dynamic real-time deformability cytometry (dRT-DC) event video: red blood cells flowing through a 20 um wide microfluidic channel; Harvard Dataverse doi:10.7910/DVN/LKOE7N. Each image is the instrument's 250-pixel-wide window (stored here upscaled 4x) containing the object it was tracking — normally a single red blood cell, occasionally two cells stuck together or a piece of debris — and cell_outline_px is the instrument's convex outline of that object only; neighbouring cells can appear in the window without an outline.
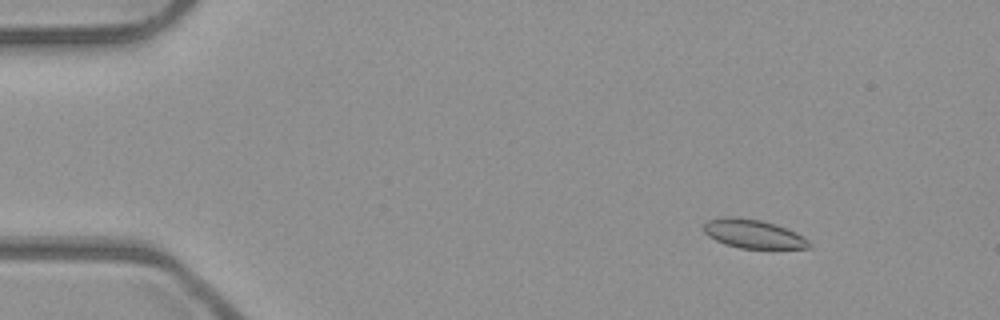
{"species": "common noctule bat (a hibernating species)", "species_latin": "Nyctalus noctula", "temperature_condition": "room temperature", "stored_images_in_passage": 6, "camera_frame_rate_fps": 3000, "um_per_image_px": 0.085, "animal": {"sex": "male", "body_mass_g": 23.1, "forearm_length_mm": 52.7}, "frame": {"image": 1, "passage_image": 1, "time_ms": 0.0, "image_size_px": [1000, 320], "cell_outline_px": [[812, 248], [740, 248], [724, 244], [708, 236], [704, 232], [704, 224], [708, 220], [724, 216], [732, 216], [760, 220], [776, 224], [796, 232], [804, 236], [812, 244]], "centroid_in_image_um": [64.04, 19.87], "position_along_channel_um": 21.0, "area_um2": 17.74}}
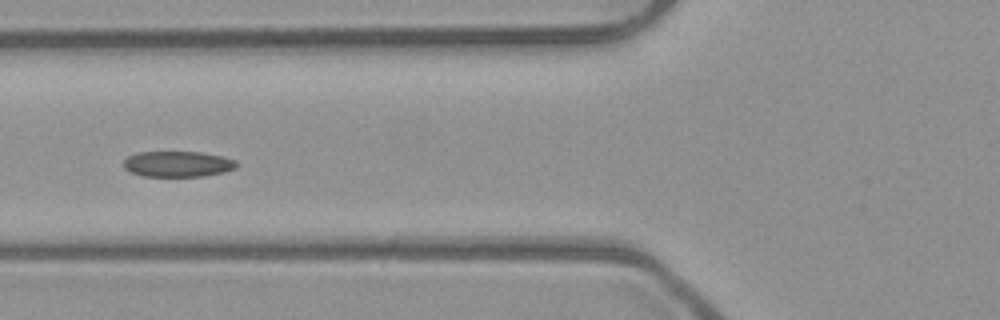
{"frame": {"image": 2, "passage_image": 5, "time_ms": 1.333, "image_size_px": [1000, 320], "cell_outline_px": [[240, 164], [236, 168], [224, 172], [204, 176], [144, 176], [132, 172], [124, 168], [124, 160], [128, 156], [136, 152], [204, 152], [224, 156], [236, 160]], "centroid_in_image_um": [15.17, 13.93], "position_along_channel_um": 110.6, "area_um2": 17.11}}
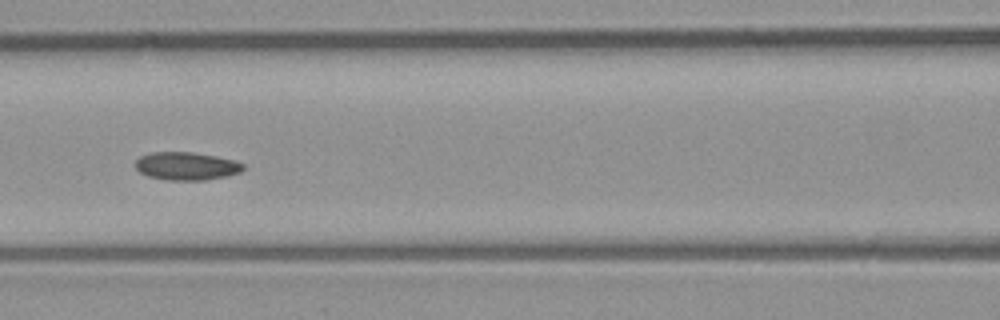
{"frame": {"image": 3, "passage_image": 6, "time_ms": 1.667, "image_size_px": [1000, 320], "cell_outline_px": [[244, 168], [240, 172], [224, 176], [204, 180], [168, 180], [148, 176], [140, 172], [136, 168], [136, 160], [140, 156], [152, 152], [192, 152], [216, 156], [236, 160], [244, 164]], "centroid_in_image_um": [15.85, 14.11], "position_along_channel_um": 150.7, "area_um2": 17.51}}